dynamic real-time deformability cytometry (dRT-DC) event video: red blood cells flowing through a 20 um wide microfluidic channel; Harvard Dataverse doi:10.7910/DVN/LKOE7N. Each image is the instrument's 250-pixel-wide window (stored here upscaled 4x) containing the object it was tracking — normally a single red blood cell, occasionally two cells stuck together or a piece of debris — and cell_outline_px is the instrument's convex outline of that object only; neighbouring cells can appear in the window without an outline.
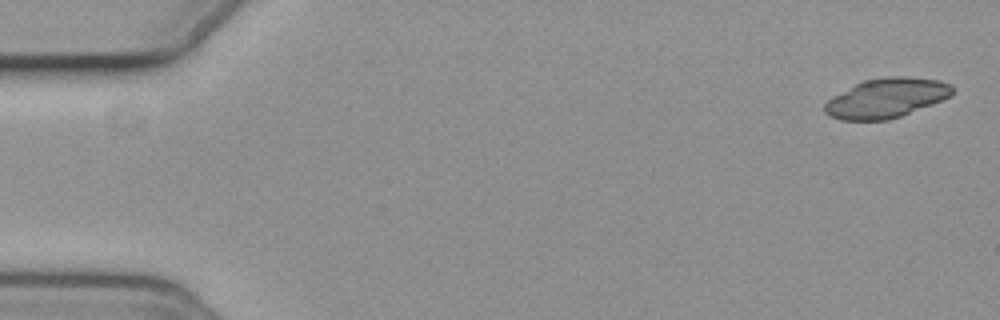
{"species": "common noctule bat (a hibernating species)", "species_latin": "Nyctalus noctula", "temperature_condition": "cold", "stored_images_in_passage": 7, "camera_frame_rate_fps": 3000, "um_per_image_px": 0.085, "animal": {"sex": "female", "body_mass_g": 19.3, "forearm_length_mm": 54.1}, "frame": {"image": 1, "passage_image": 1, "time_ms": 0.0, "image_size_px": [1000, 320], "cell_outline_px": [[956, 88], [952, 96], [932, 104], [900, 116], [888, 120], [840, 120], [824, 112], [824, 104], [832, 96], [864, 80], [888, 76], [912, 76], [940, 80], [952, 84]], "centroid_in_image_um": [75.39, 8.31], "position_along_channel_um": 9.6, "area_um2": 29.59}}